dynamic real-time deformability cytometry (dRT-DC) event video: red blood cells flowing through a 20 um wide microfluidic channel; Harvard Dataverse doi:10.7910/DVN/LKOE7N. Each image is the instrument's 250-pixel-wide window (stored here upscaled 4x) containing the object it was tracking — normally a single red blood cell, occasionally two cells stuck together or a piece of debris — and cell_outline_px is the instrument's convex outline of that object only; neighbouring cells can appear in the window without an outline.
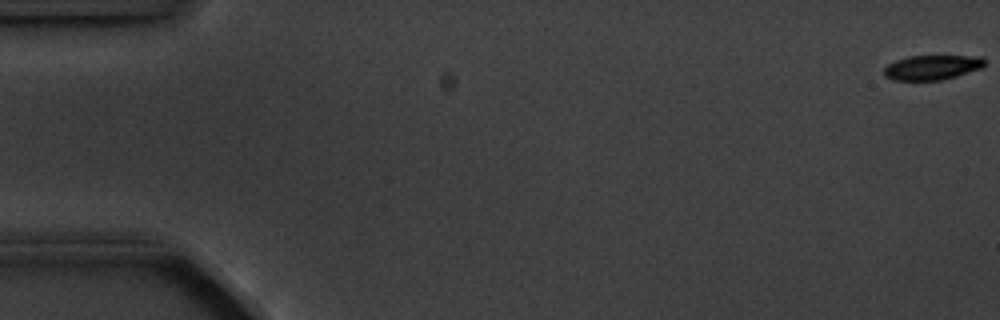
{"species": "common noctule bat (a hibernating species)", "species_latin": "Nyctalus noctula", "temperature_condition": "cold", "stored_images_in_passage": 5, "camera_frame_rate_fps": 3000, "um_per_image_px": 0.085, "animal": {"sex": "male", "body_mass_g": 20.1, "forearm_length_mm": 53.5}, "frame": {"image": 1, "passage_image": 1, "time_ms": 0.0, "image_size_px": [1000, 320], "cell_outline_px": [[984, 64], [980, 68], [956, 76], [940, 80], [892, 80], [884, 76], [884, 68], [888, 64], [896, 60], [908, 56], [984, 56]], "centroid_in_image_um": [79.19, 5.72], "position_along_channel_um": 5.8, "area_um2": 14.39}}
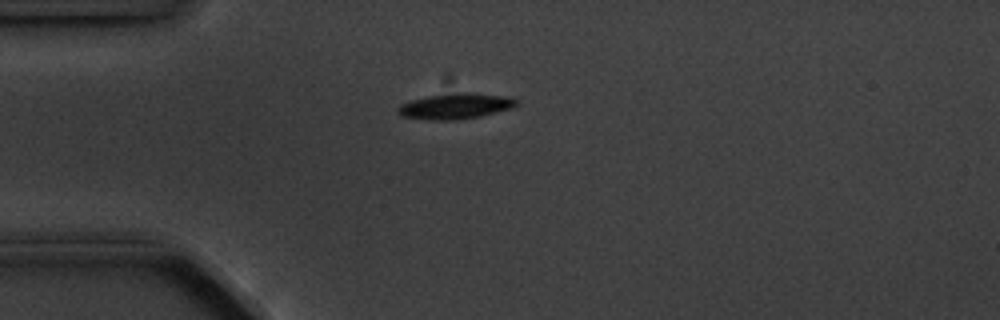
{"frame": {"image": 2, "passage_image": 5, "time_ms": 4.667, "image_size_px": [1000, 320], "cell_outline_px": [[520, 100], [512, 108], [480, 116], [456, 120], [428, 120], [400, 116], [396, 112], [396, 108], [400, 104], [412, 100], [428, 96], [456, 92], [468, 92], [508, 96]], "centroid_in_image_um": [38.7, 9.02], "position_along_channel_um": 46.3, "area_um2": 17.92}}